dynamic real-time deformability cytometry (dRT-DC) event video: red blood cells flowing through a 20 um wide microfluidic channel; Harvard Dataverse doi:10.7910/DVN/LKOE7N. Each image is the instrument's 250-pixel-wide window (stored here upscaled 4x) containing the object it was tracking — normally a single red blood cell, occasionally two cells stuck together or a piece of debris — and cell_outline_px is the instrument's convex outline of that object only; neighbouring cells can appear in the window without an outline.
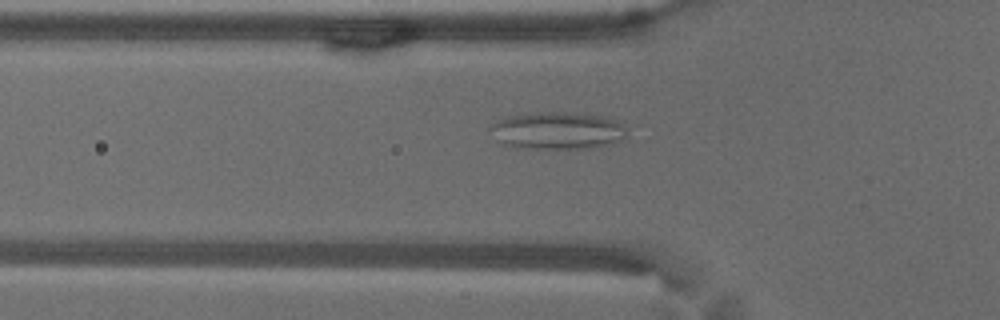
{"species": "common noctule bat (a hibernating species)", "species_latin": "Nyctalus noctula", "temperature_condition": "warm", "stored_images_in_passage": 56, "camera_frame_rate_fps": 3000, "um_per_image_px": 0.085, "animal": {"sex": "male", "body_mass_g": 18.8}, "frame": {"image": 1, "passage_image": 19, "time_ms": 6.0, "image_size_px": [1000, 320], "cell_outline_px": [[628, 128], [624, 136], [620, 140], [608, 144], [592, 148], [516, 148], [500, 144], [488, 128], [492, 124], [508, 116], [536, 112], [564, 112], [600, 116], [616, 120], [624, 124]], "centroid_in_image_um": [47.36, 11.11], "position_along_channel_um": 78.4, "area_um2": 29.71}}
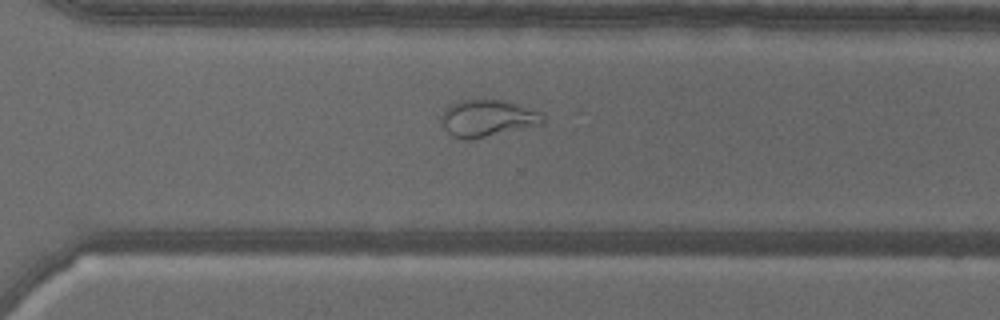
{"frame": {"image": 2, "passage_image": 40, "time_ms": 13.0, "image_size_px": [1000, 320], "cell_outline_px": [[544, 124], [472, 140], [464, 140], [452, 136], [440, 124], [440, 116], [444, 108], [460, 100], [504, 100], [536, 112], [544, 120]], "centroid_in_image_um": [41.34, 10.08], "position_along_channel_um": 329.3, "area_um2": 21.73}}
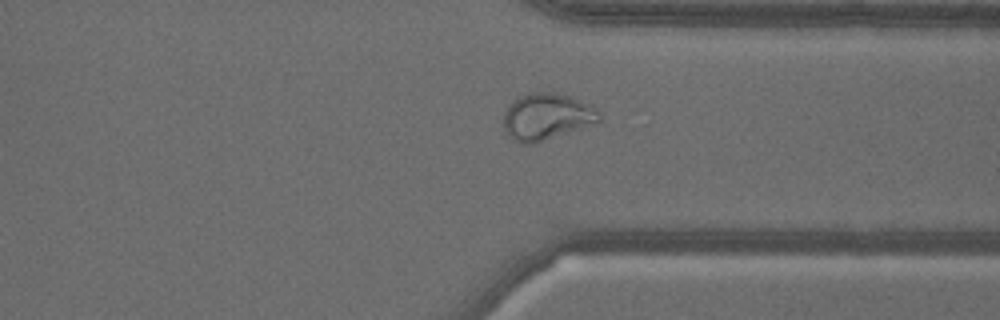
{"frame": {"image": 3, "passage_image": 43, "time_ms": 14.0, "image_size_px": [1000, 320], "cell_outline_px": [[604, 116], [600, 120], [580, 128], [536, 144], [520, 144], [512, 140], [508, 136], [504, 128], [504, 112], [512, 100], [516, 96], [532, 92], [556, 92], [592, 104], [600, 108]], "centroid_in_image_um": [46.48, 9.91], "position_along_channel_um": 364.9, "area_um2": 26.59}, "authors_computed_cell_mechanics": {"area_um2": 26.877, "velocity_mm_per_s": 3.5722, "shape_relaxation_time_tau1_ms": null, "shape_relaxation_time_tau2_ms": 1.1817, "deformation_change_tau1": null, "deformation_change_tau2": 0.074}}